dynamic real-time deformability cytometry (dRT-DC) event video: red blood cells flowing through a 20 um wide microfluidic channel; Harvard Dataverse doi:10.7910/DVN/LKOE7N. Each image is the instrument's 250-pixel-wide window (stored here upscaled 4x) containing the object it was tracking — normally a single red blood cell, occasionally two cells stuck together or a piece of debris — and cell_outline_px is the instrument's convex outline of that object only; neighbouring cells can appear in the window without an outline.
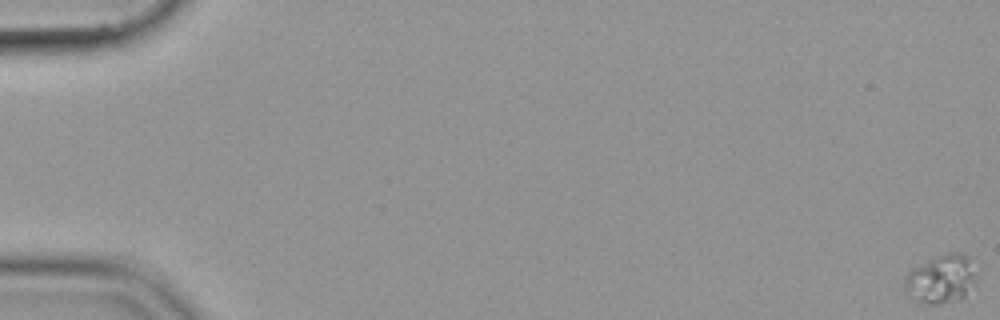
{"species": "common noctule bat (a hibernating species)", "species_latin": "Nyctalus noctula", "temperature_condition": "cold", "stored_images_in_passage": 19, "camera_frame_rate_fps": 3000, "um_per_image_px": 0.085, "animal": {"sex": "female", "body_mass_g": 19.9}, "frame": {"image": 1, "passage_image": 1, "time_ms": 0.0, "image_size_px": [1000, 320], "cell_outline_px": [[976, 280], [964, 296], [960, 300], [940, 304], [932, 304], [916, 300], [904, 288], [904, 280], [908, 272], [912, 268], [948, 252], [960, 252], [968, 256]], "centroid_in_image_um": [79.99, 23.72], "position_along_channel_um": 5.0, "area_um2": 19.77}}
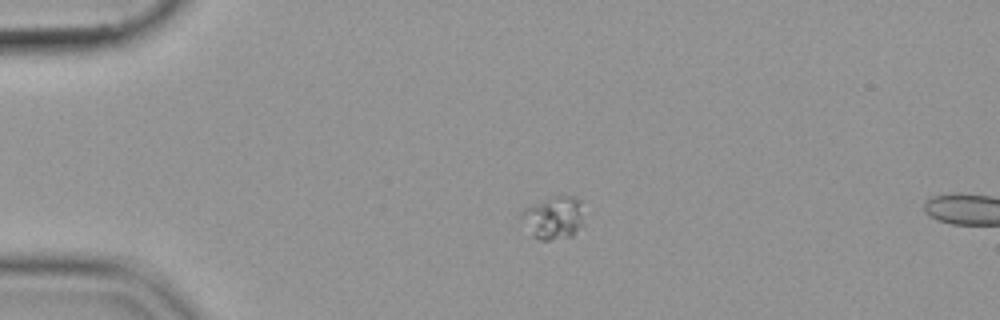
{"frame": {"image": 2, "passage_image": 15, "time_ms": 4.667, "image_size_px": [1000, 320], "cell_outline_px": [[584, 224], [572, 236], [548, 240], [540, 240], [532, 236], [524, 216], [524, 208], [560, 196], [572, 196], [580, 200]], "centroid_in_image_um": [47.15, 18.54], "position_along_channel_um": 37.8, "area_um2": 14.8}}